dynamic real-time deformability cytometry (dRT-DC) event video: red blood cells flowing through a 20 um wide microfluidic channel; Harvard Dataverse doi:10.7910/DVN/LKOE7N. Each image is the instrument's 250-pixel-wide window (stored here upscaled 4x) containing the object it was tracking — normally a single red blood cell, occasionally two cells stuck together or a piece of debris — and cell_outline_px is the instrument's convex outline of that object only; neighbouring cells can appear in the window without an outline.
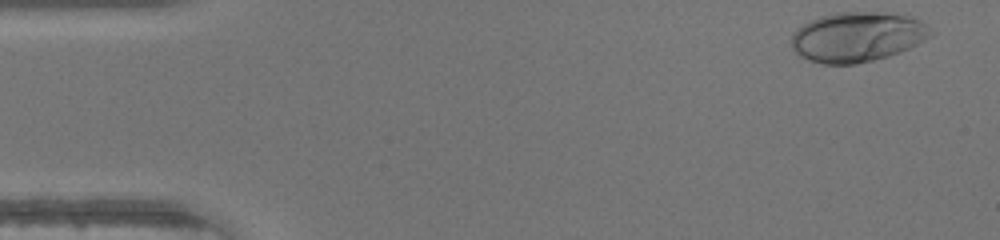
{"species": "human", "species_latin": "Homo sapiens", "temperature_condition": "warm", "stored_images_in_passage": 37, "camera_frame_rate_fps": 3000, "um_per_image_px": 0.085, "donor": {"sex": "male"}, "frame": {"image": 1, "passage_image": 1, "time_ms": 0.0, "image_size_px": [1000, 240], "cell_outline_px": [[936, 32], [932, 36], [900, 52], [888, 56], [856, 64], [820, 64], [808, 60], [800, 56], [792, 48], [792, 32], [804, 24], [820, 16], [836, 12], [884, 12], [912, 16], [920, 20]], "centroid_in_image_um": [72.89, 3.13], "position_along_channel_um": 12.1, "area_um2": 40.69}}
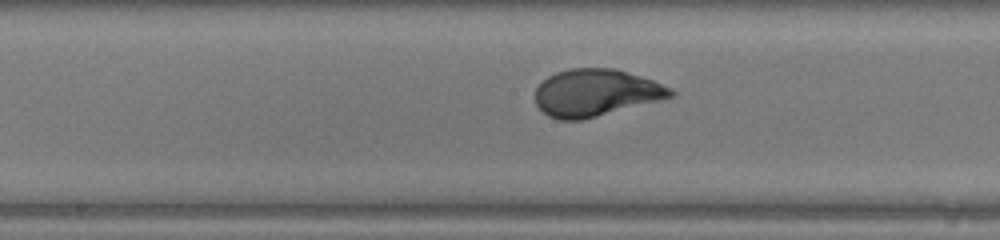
{"frame": {"image": 2, "passage_image": 22, "time_ms": 7.0, "image_size_px": [1000, 240], "cell_outline_px": [[676, 96], [580, 120], [560, 120], [548, 116], [536, 104], [536, 88], [548, 76], [556, 72], [568, 68], [616, 68], [652, 80], [672, 88], [676, 92]], "centroid_in_image_um": [50.65, 7.87], "position_along_channel_um": 197.5, "area_um2": 36.99}}
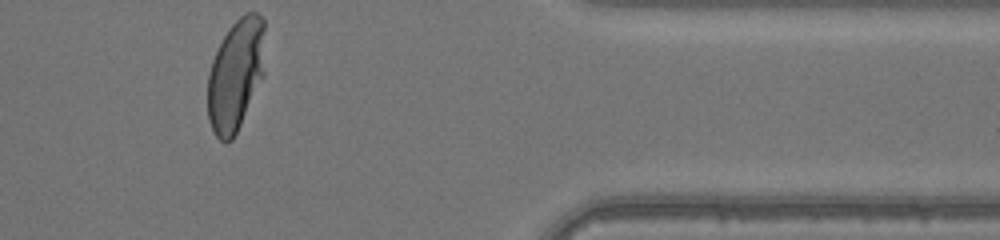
{"frame": {"image": 3, "passage_image": 37, "time_ms": 12.0, "image_size_px": [1000, 240], "cell_outline_px": [[264, 76], [232, 140], [220, 140], [216, 136], [208, 120], [208, 72], [212, 60], [228, 28], [244, 12], [256, 12], [264, 20]], "centroid_in_image_um": [20.04, 6.32], "position_along_channel_um": 391.4, "area_um2": 37.22}}